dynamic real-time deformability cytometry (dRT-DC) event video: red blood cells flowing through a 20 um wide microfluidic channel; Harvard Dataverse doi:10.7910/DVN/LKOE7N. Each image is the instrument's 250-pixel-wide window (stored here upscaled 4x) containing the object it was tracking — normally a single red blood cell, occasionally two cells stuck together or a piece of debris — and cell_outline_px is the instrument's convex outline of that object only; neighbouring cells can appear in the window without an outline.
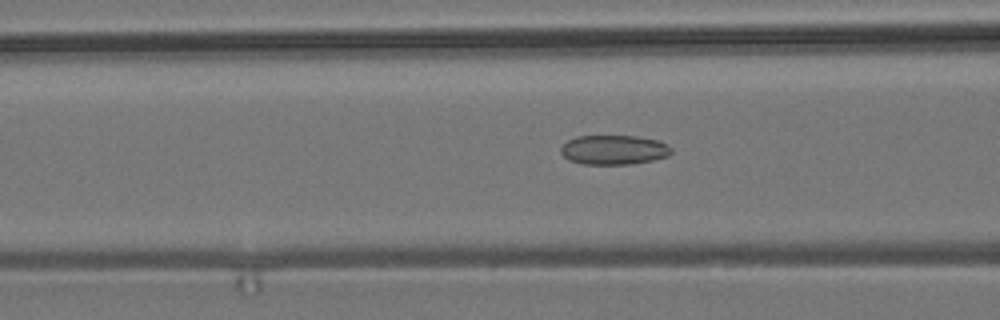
{"species": "common noctule bat (a hibernating species)", "species_latin": "Nyctalus noctula", "temperature_condition": "room temperature", "stored_images_in_passage": 54, "camera_frame_rate_fps": 3000, "um_per_image_px": 0.085, "animal": {"sex": "male", "body_mass_g": 19.2, "forearm_length_mm": 51.8}, "frame": {"image": 1, "passage_image": 21, "time_ms": 6.667, "image_size_px": [1000, 320], "cell_outline_px": [[672, 152], [668, 156], [652, 160], [632, 164], [580, 164], [568, 160], [560, 152], [560, 148], [568, 140], [576, 136], [636, 136], [660, 140], [668, 144], [672, 148]], "centroid_in_image_um": [52.19, 12.73], "position_along_channel_um": 114.4, "area_um2": 19.19}}
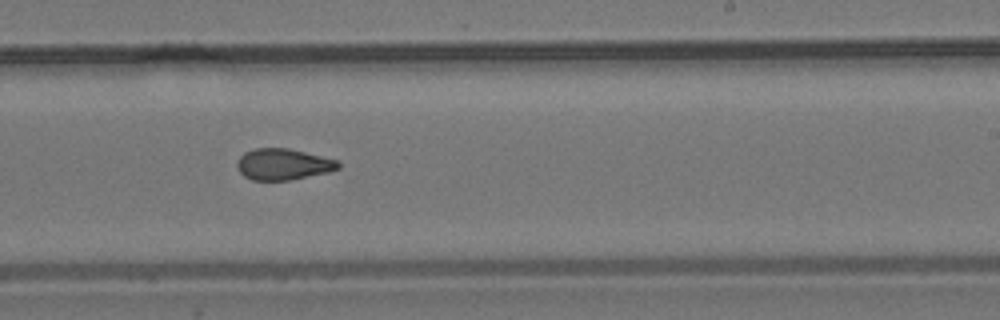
{"frame": {"image": 2, "passage_image": 33, "time_ms": 10.667, "image_size_px": [1000, 320], "cell_outline_px": [[340, 168], [328, 172], [288, 180], [252, 180], [244, 176], [236, 168], [236, 160], [244, 152], [256, 148], [288, 148], [340, 160]], "centroid_in_image_um": [24.06, 13.95], "position_along_channel_um": 264.9, "area_um2": 18.55}}
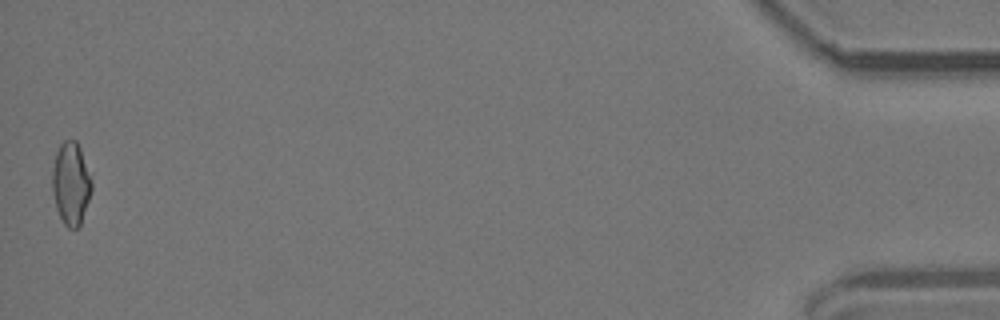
{"frame": {"image": 3, "passage_image": 54, "time_ms": 17.667, "image_size_px": [1000, 320], "cell_outline_px": [[92, 188], [80, 224], [76, 228], [68, 228], [64, 224], [56, 208], [52, 192], [52, 172], [56, 152], [60, 144], [64, 140], [76, 140], [80, 148], [92, 184]], "centroid_in_image_um": [6.0, 15.59], "position_along_channel_um": 429.2, "area_um2": 18.61}, "authors_computed_cell_mechanics": {"area_um2": 19.1318, "velocity_mm_per_s": 3.762, "shape_relaxation_time_tau1_ms": 10.7124, "shape_relaxation_time_tau2_ms": 2.2178, "deformation_change_tau1": 0.1426, "deformation_change_tau2": 0.0869}}